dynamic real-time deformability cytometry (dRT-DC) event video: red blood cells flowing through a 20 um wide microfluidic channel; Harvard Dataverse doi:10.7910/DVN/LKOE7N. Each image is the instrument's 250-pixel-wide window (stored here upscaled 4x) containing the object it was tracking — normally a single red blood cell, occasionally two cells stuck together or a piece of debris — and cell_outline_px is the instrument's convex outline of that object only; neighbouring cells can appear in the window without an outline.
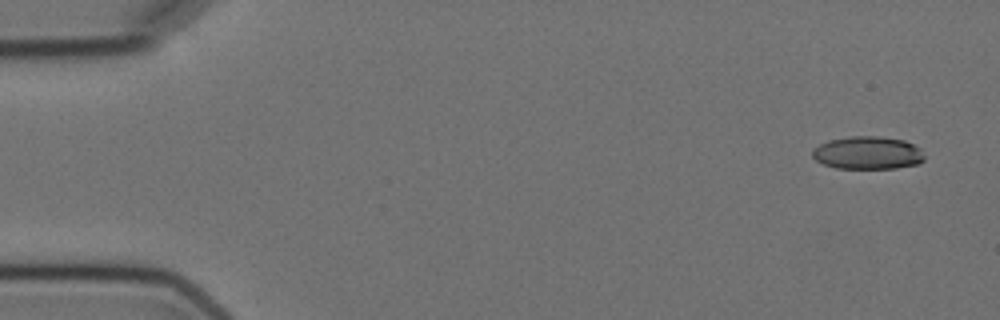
{"species": "Egyptian fruit bat (a non-hibernating species)", "species_latin": "Rousettus aegyptiacus", "temperature_condition": "cold", "stored_images_in_passage": 5, "camera_frame_rate_fps": 3000, "um_per_image_px": 0.085, "animal": {"sex": "female"}, "frame": {"image": 1, "passage_image": 1, "time_ms": 0.0, "image_size_px": [1000, 320], "cell_outline_px": [[924, 160], [920, 164], [896, 168], [836, 168], [824, 164], [816, 160], [812, 156], [812, 148], [828, 140], [848, 136], [876, 136], [904, 140], [920, 148], [924, 156]], "centroid_in_image_um": [73.75, 12.99], "position_along_channel_um": 11.3, "area_um2": 21.56}}
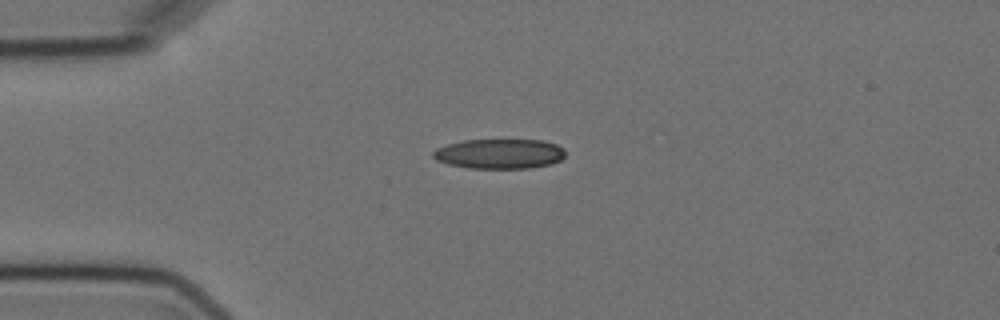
{"frame": {"image": 2, "passage_image": 4, "time_ms": 3.667, "image_size_px": [1000, 320], "cell_outline_px": [[564, 156], [560, 160], [552, 164], [528, 168], [468, 168], [448, 164], [436, 160], [432, 156], [432, 152], [436, 148], [448, 144], [464, 140], [544, 140], [556, 144], [564, 148]], "centroid_in_image_um": [42.45, 13.07], "position_along_channel_um": 42.5, "area_um2": 23.06}}